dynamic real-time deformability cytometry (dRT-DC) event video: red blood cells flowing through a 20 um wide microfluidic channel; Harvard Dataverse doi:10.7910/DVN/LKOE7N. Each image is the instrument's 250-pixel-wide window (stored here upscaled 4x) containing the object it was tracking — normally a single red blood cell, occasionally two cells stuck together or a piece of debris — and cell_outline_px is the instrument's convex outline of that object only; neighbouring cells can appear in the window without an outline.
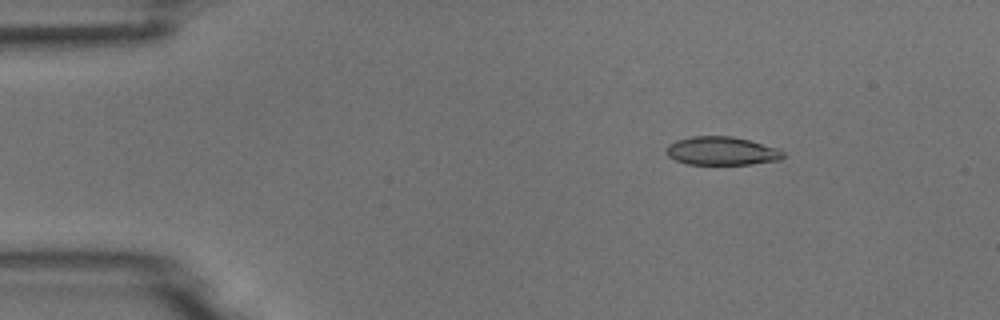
{"species": "common noctule bat (a hibernating species)", "species_latin": "Nyctalus noctula", "temperature_condition": "room temperature", "stored_images_in_passage": 4, "camera_frame_rate_fps": 3000, "um_per_image_px": 0.085, "animal": {"sex": "male", "body_mass_g": 18.8}, "frame": {"image": 1, "passage_image": 2, "time_ms": 1.333, "image_size_px": [1000, 320], "cell_outline_px": [[784, 156], [780, 160], [752, 164], [688, 164], [676, 160], [668, 156], [668, 144], [676, 140], [692, 136], [732, 136], [780, 148], [784, 152]], "centroid_in_image_um": [61.39, 12.83], "position_along_channel_um": 23.6, "area_um2": 19.31}}